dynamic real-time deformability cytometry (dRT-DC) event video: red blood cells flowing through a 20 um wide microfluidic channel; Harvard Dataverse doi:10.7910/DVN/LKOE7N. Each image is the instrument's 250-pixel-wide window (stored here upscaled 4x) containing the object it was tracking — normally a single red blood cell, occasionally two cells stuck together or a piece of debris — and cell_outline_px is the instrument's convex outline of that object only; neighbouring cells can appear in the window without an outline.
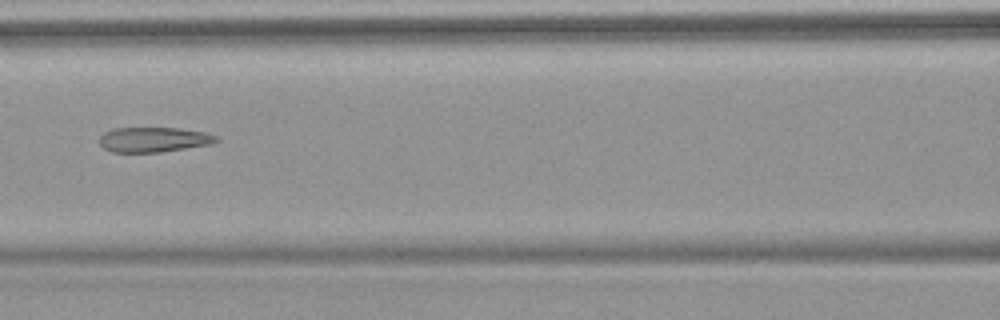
{"species": "common noctule bat (a hibernating species)", "species_latin": "Nyctalus noctula", "temperature_condition": "warm", "stored_images_in_passage": 9, "camera_frame_rate_fps": 3000, "um_per_image_px": 0.085, "animal": {"sex": "female", "body_mass_g": 18.4}, "frame": {"image": 1, "passage_image": 7, "time_ms": 7.333, "image_size_px": [1000, 320], "cell_outline_px": [[220, 140], [212, 144], [160, 152], [112, 152], [104, 148], [100, 144], [100, 136], [104, 132], [112, 128], [180, 128], [204, 132], [220, 136]], "centroid_in_image_um": [13.1, 11.86], "position_along_channel_um": 153.5, "area_um2": 17.11}}
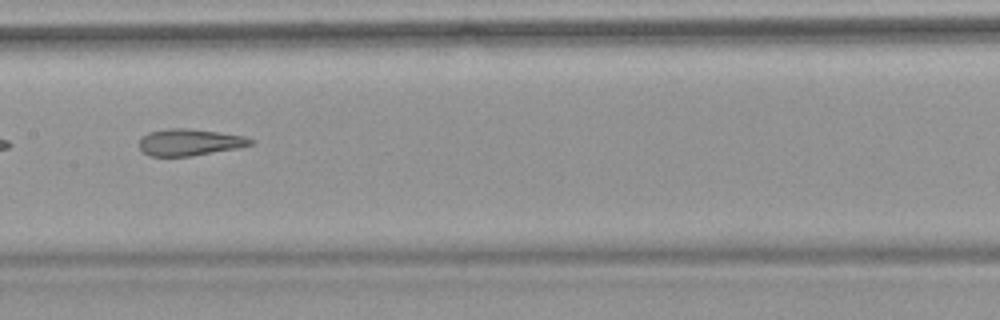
{"frame": {"image": 2, "passage_image": 8, "time_ms": 8.333, "image_size_px": [1000, 320], "cell_outline_px": [[256, 144], [236, 148], [192, 156], [148, 156], [140, 148], [140, 136], [148, 132], [168, 128], [188, 128], [220, 132], [244, 136], [256, 140]], "centroid_in_image_um": [16.13, 12.08], "position_along_channel_um": 191.3, "area_um2": 17.51}}